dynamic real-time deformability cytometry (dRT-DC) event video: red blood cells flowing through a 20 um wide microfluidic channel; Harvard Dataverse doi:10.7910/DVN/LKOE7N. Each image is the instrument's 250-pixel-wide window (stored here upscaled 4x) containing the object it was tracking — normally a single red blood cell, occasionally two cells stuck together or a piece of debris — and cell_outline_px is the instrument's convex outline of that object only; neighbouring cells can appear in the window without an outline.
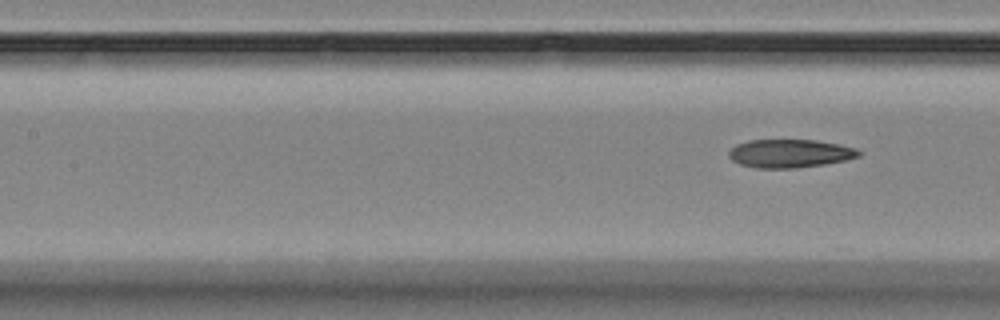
{"species": "Egyptian fruit bat (a non-hibernating species)", "species_latin": "Rousettus aegyptiacus", "temperature_condition": "room temperature", "stored_images_in_passage": 7, "camera_frame_rate_fps": 3000, "um_per_image_px": 0.085, "animal": {"sex": "female"}, "frame": {"image": 1, "passage_image": 7, "time_ms": 6.667, "image_size_px": [1000, 320], "cell_outline_px": [[860, 156], [844, 160], [824, 164], [796, 168], [756, 168], [740, 164], [732, 160], [728, 156], [728, 152], [736, 144], [748, 140], [816, 140], [840, 144], [856, 148], [860, 152]], "centroid_in_image_um": [67.12, 13.04], "position_along_channel_um": 140.3, "area_um2": 21.44}}